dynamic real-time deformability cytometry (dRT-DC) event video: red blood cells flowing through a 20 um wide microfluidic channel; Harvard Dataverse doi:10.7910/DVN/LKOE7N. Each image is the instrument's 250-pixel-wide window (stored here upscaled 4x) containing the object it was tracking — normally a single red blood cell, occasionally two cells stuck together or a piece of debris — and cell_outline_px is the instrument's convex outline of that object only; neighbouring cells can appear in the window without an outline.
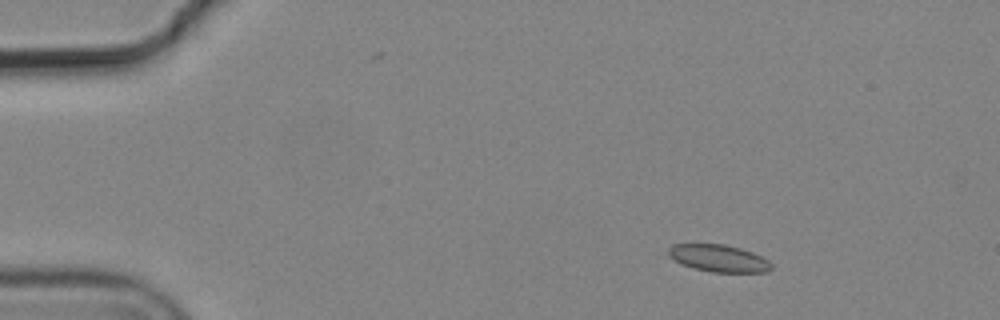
{"species": "common noctule bat (a hibernating species)", "species_latin": "Nyctalus noctula", "temperature_condition": "cold", "stored_images_in_passage": 6, "camera_frame_rate_fps": 3000, "um_per_image_px": 0.085, "animal": {"sex": "male", "body_mass_g": 19.2, "forearm_length_mm": 51.8}, "frame": {"image": 1, "passage_image": 2, "time_ms": 0.333, "image_size_px": [1000, 320], "cell_outline_px": [[772, 268], [768, 272], [712, 272], [680, 264], [668, 256], [668, 248], [672, 244], [724, 244], [740, 248], [752, 252], [768, 260], [772, 264]], "centroid_in_image_um": [61.07, 21.95], "position_along_channel_um": 23.9, "area_um2": 16.3}}
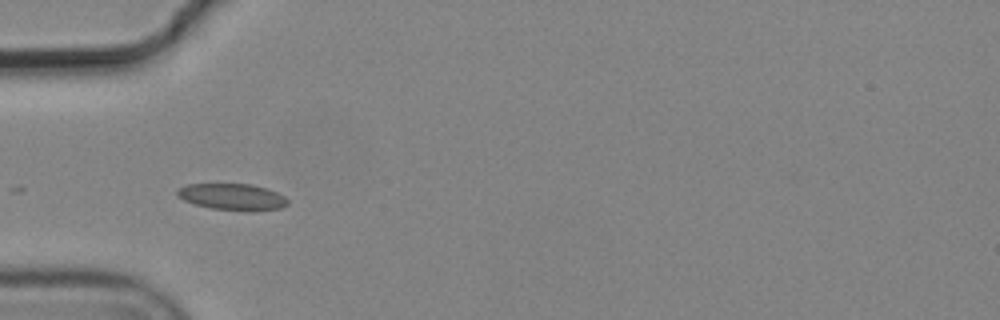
{"frame": {"image": 2, "passage_image": 5, "time_ms": 1.333, "image_size_px": [1000, 320], "cell_outline_px": [[288, 204], [280, 208], [212, 208], [196, 204], [184, 200], [176, 192], [176, 188], [184, 184], [252, 184], [268, 188], [284, 196], [288, 200]], "centroid_in_image_um": [19.69, 16.66], "position_along_channel_um": 65.3, "area_um2": 16.18}}
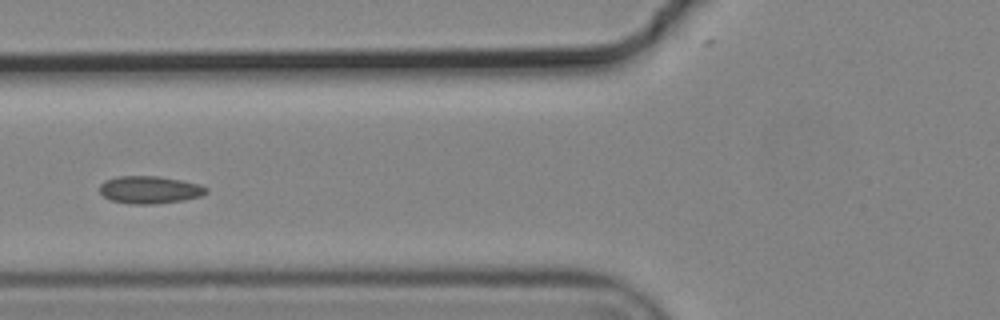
{"frame": {"image": 3, "passage_image": 6, "time_ms": 1.667, "image_size_px": [1000, 320], "cell_outline_px": [[208, 192], [200, 196], [184, 200], [152, 204], [132, 204], [112, 200], [104, 196], [100, 192], [100, 184], [104, 180], [116, 176], [156, 176], [180, 180], [200, 184], [208, 188]], "centroid_in_image_um": [12.72, 16.12], "position_along_channel_um": 113.1, "area_um2": 17.05}}